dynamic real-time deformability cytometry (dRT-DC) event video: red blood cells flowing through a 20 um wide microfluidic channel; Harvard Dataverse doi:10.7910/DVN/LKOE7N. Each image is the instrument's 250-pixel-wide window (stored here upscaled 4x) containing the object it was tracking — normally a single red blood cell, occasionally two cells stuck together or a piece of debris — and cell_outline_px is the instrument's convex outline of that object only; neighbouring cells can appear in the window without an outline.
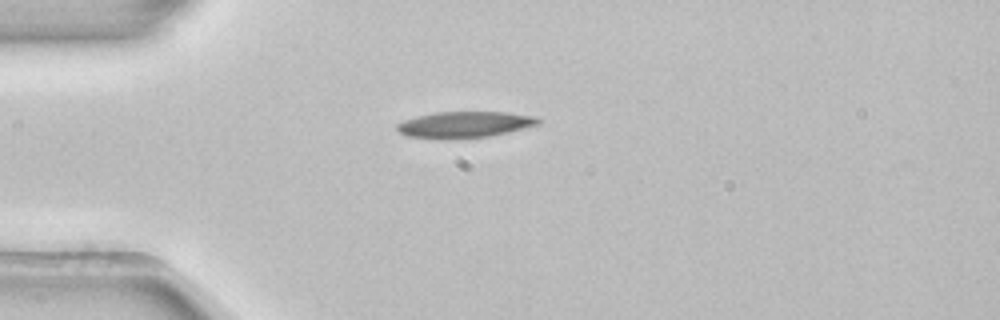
{"species": "common noctule bat (a hibernating species)", "species_latin": "Nyctalus noctula", "temperature_condition": "room temperature", "stored_images_in_passage": 2, "camera_frame_rate_fps": 3000, "um_per_image_px": 0.085, "animal": {"sex": "female", "body_mass_g": 22.7, "forearm_length_mm": 54.2}, "frame": {"image": 1, "passage_image": 1, "time_ms": 0.0, "image_size_px": [1000, 320], "cell_outline_px": [[540, 124], [508, 132], [488, 136], [444, 140], [440, 140], [408, 136], [400, 132], [396, 128], [396, 124], [404, 120], [416, 116], [436, 112], [504, 112], [536, 116], [540, 120]], "centroid_in_image_um": [39.46, 10.6], "position_along_channel_um": 45.5, "area_um2": 21.73}}
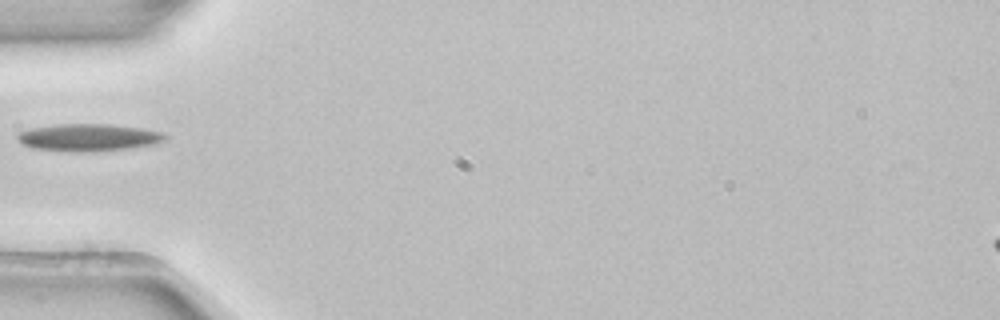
{"frame": {"image": 2, "passage_image": 2, "time_ms": 0.333, "image_size_px": [1000, 320], "cell_outline_px": [[168, 136], [164, 140], [156, 144], [128, 148], [76, 152], [32, 148], [20, 144], [16, 140], [16, 136], [20, 132], [32, 128], [56, 124], [108, 124], [140, 128], [164, 132]], "centroid_in_image_um": [7.5, 11.68], "position_along_channel_um": 77.5, "area_um2": 23.41}}